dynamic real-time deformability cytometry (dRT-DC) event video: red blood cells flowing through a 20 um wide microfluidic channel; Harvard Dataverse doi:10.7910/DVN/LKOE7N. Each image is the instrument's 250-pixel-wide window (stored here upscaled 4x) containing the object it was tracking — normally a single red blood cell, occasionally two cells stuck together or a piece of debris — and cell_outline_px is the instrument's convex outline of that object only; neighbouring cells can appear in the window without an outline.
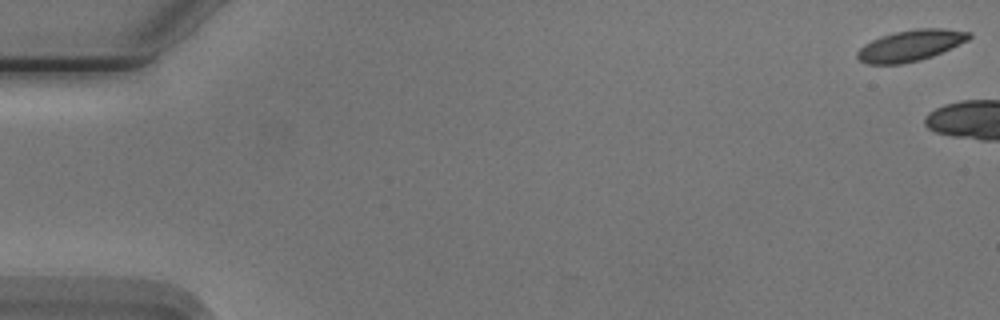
{"species": "Egyptian fruit bat (a non-hibernating species)", "species_latin": "Rousettus aegyptiacus", "temperature_condition": "cold", "stored_images_in_passage": 6, "camera_frame_rate_fps": 3000, "um_per_image_px": 0.085, "animal": {"sex": "male"}, "frame": {"image": 1, "passage_image": 1, "time_ms": 0.0, "image_size_px": [1000, 320], "cell_outline_px": [[972, 36], [968, 40], [932, 56], [920, 60], [900, 64], [868, 64], [860, 60], [856, 56], [856, 52], [864, 44], [872, 40], [896, 32], [916, 28], [944, 28], [972, 32]], "centroid_in_image_um": [77.41, 3.86], "position_along_channel_um": 7.6, "area_um2": 20.11}}